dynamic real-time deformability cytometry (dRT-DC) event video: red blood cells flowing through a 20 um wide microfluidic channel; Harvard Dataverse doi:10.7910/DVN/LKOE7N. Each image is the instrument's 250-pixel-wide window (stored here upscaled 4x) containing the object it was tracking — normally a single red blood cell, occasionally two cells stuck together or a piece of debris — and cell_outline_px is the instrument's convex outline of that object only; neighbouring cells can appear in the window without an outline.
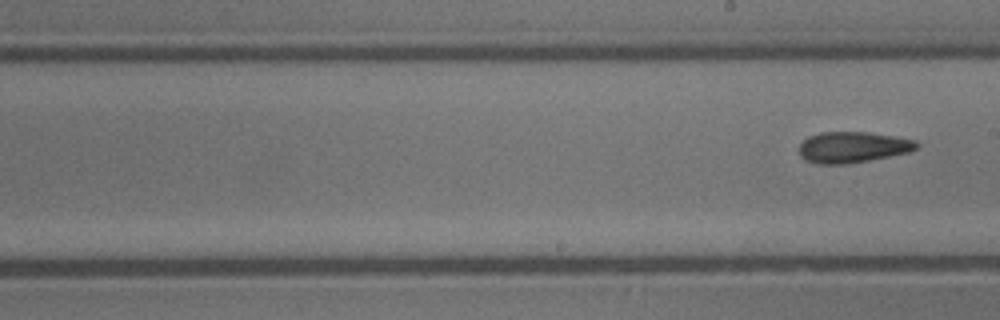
{"species": "common noctule bat (a hibernating species)", "species_latin": "Nyctalus noctula", "temperature_condition": "cold", "stored_images_in_passage": 6, "segment_of_instrument_passage": [2, 2], "camera_frame_rate_fps": 3000, "um_per_image_px": 0.085, "animal": {"sex": "male", "body_mass_g": 13.3}, "frame": {"image": 1, "passage_image": 6, "time_ms": 1.667, "image_size_px": [1000, 320], "cell_outline_px": [[920, 144], [916, 148], [908, 152], [848, 164], [816, 164], [804, 160], [800, 156], [800, 144], [808, 136], [820, 132], [868, 132], [896, 136], [916, 140]], "centroid_in_image_um": [72.46, 12.51], "position_along_channel_um": 216.5, "area_um2": 21.27}}